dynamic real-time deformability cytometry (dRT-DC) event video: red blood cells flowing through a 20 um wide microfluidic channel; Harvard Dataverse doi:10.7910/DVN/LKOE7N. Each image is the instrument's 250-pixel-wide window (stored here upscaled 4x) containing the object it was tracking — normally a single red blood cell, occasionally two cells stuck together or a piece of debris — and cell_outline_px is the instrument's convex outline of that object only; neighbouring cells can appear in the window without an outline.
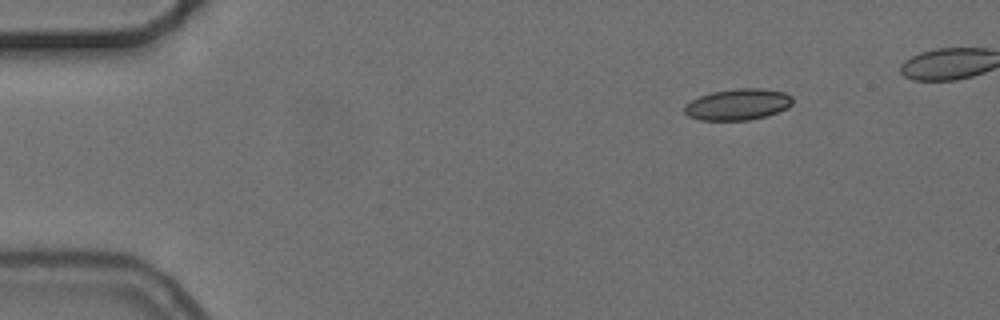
{"species": "common noctule bat (a hibernating species)", "species_latin": "Nyctalus noctula", "temperature_condition": "cold", "stored_images_in_passage": 5, "segment_of_instrument_passage": [1, 2], "camera_frame_rate_fps": 3000, "um_per_image_px": 0.085, "animal": {"sex": "female", "body_mass_g": 24.6, "forearm_length_mm": 56.2}, "frame": {"image": 1, "passage_image": 1, "time_ms": 0.0, "image_size_px": [1000, 320], "cell_outline_px": [[792, 104], [788, 108], [764, 116], [748, 120], [700, 120], [688, 116], [684, 112], [684, 104], [700, 96], [712, 92], [736, 88], [760, 88], [784, 92], [792, 96]], "centroid_in_image_um": [62.7, 8.87], "position_along_channel_um": 22.3, "area_um2": 19.65}}
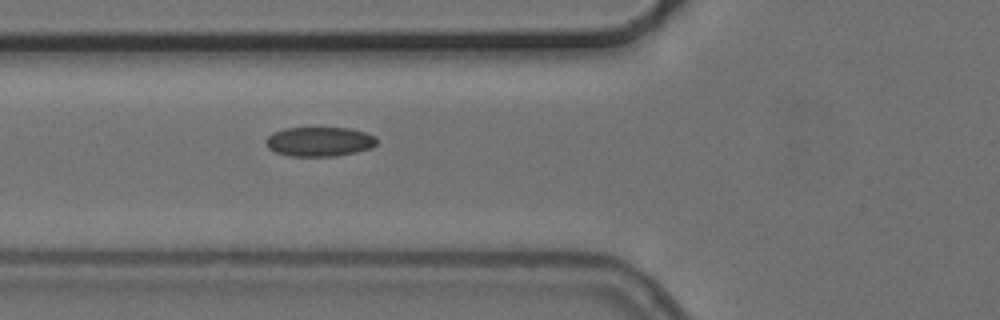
{"frame": {"image": 2, "passage_image": 4, "time_ms": 4.333, "image_size_px": [1000, 320], "cell_outline_px": [[376, 144], [372, 148], [356, 152], [336, 156], [288, 156], [276, 152], [268, 148], [264, 144], [264, 140], [272, 132], [284, 128], [352, 128], [376, 136]], "centroid_in_image_um": [27.12, 12.04], "position_along_channel_um": 98.7, "area_um2": 19.25}}